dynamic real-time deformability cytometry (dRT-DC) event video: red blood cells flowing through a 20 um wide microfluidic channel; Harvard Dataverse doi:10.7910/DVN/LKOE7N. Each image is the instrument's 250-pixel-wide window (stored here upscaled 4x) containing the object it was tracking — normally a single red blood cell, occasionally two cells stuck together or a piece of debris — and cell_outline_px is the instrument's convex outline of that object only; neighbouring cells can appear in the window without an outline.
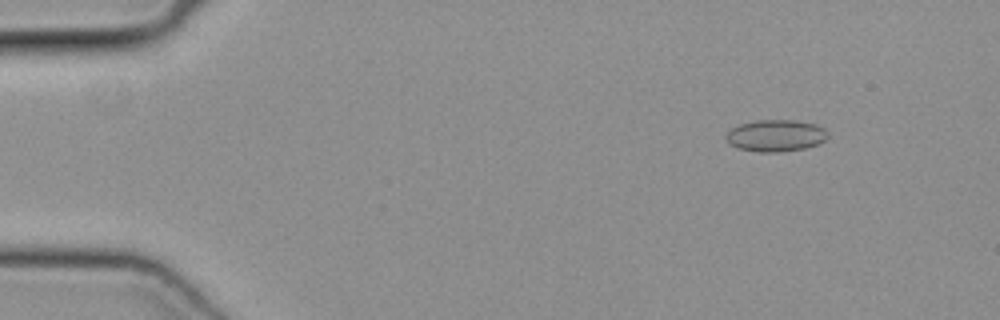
{"species": "common noctule bat (a hibernating species)", "species_latin": "Nyctalus noctula", "temperature_condition": "cold", "stored_images_in_passage": 18, "camera_frame_rate_fps": 3000, "um_per_image_px": 0.085, "animal": {"sex": "female", "body_mass_g": 19.3, "forearm_length_mm": 54.1}, "frame": {"image": 1, "passage_image": 6, "time_ms": 1.667, "image_size_px": [1000, 320], "cell_outline_px": [[828, 136], [824, 140], [816, 144], [804, 148], [776, 152], [760, 152], [736, 148], [724, 136], [732, 128], [740, 124], [756, 120], [792, 120], [816, 124], [824, 128], [828, 132]], "centroid_in_image_um": [65.93, 11.52], "position_along_channel_um": 19.1, "area_um2": 18.67}}
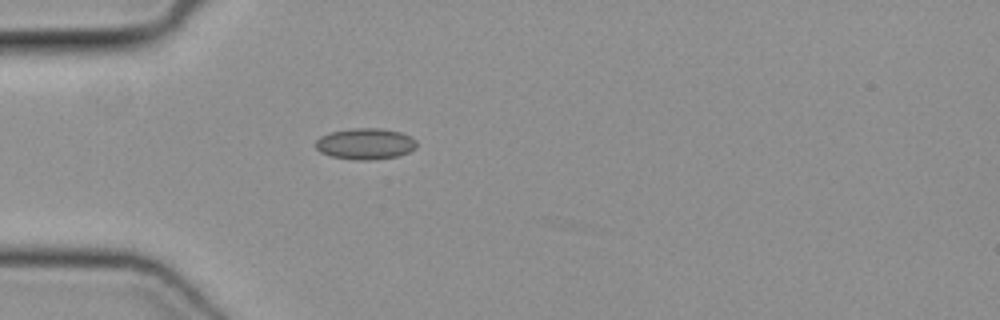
{"frame": {"image": 2, "passage_image": 15, "time_ms": 4.667, "image_size_px": [1000, 320], "cell_outline_px": [[416, 148], [408, 152], [396, 156], [368, 160], [356, 160], [332, 156], [320, 152], [316, 148], [316, 140], [320, 136], [328, 132], [352, 128], [380, 128], [400, 132], [412, 136], [416, 140]], "centroid_in_image_um": [31.05, 12.21], "position_along_channel_um": 54.0, "area_um2": 18.38}}